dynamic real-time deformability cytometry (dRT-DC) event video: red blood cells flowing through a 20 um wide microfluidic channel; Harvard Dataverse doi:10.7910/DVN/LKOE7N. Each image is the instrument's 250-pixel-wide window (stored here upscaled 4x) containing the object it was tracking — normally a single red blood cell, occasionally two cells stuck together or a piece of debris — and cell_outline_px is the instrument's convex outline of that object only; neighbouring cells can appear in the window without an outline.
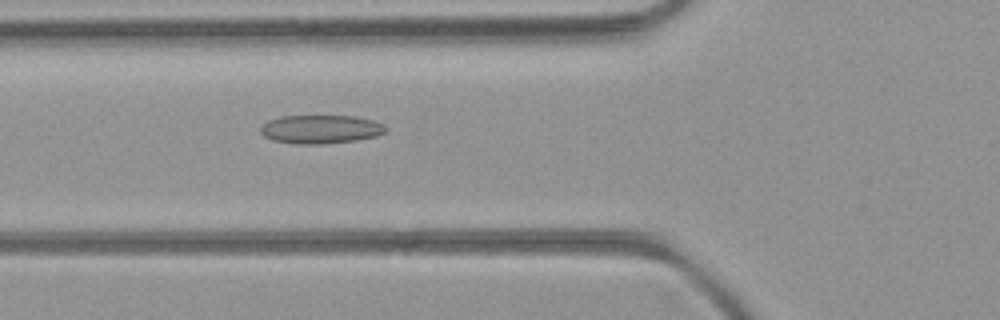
{"species": "common noctule bat (a hibernating species)", "species_latin": "Nyctalus noctula", "temperature_condition": "room temperature", "stored_images_in_passage": 42, "camera_frame_rate_fps": 3000, "um_per_image_px": 0.085, "animal": {"sex": "female", "body_mass_g": 21.9}, "frame": {"image": 1, "passage_image": 11, "time_ms": 3.333, "image_size_px": [1000, 320], "cell_outline_px": [[384, 132], [376, 136], [356, 140], [324, 144], [296, 144], [272, 140], [264, 136], [260, 132], [260, 128], [268, 120], [280, 116], [356, 116], [376, 120], [384, 124]], "centroid_in_image_um": [27.24, 10.98], "position_along_channel_um": 98.6, "area_um2": 20.92}}
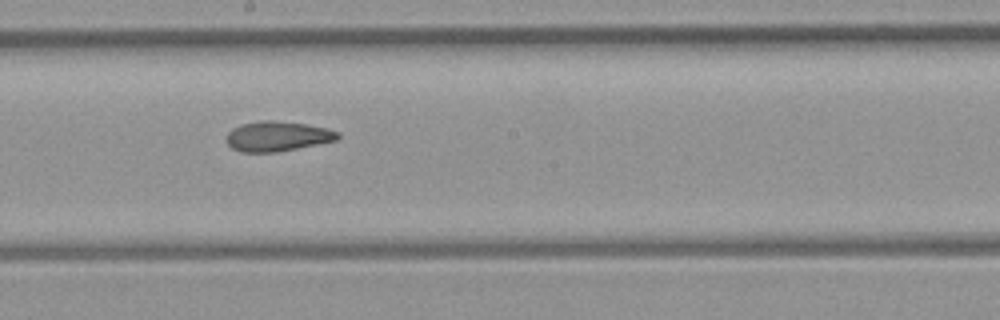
{"frame": {"image": 2, "passage_image": 20, "time_ms": 6.333, "image_size_px": [1000, 320], "cell_outline_px": [[340, 136], [336, 140], [276, 152], [240, 152], [232, 148], [228, 144], [228, 132], [232, 128], [240, 124], [260, 120], [276, 120], [304, 124], [328, 128], [340, 132]], "centroid_in_image_um": [23.57, 11.57], "position_along_channel_um": 224.6, "area_um2": 19.36}}
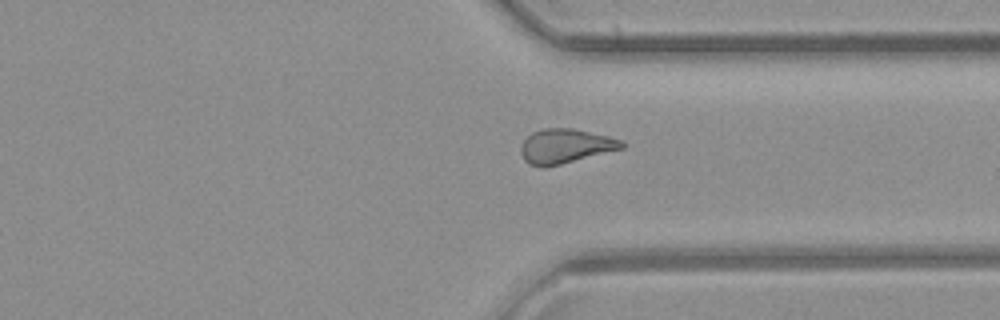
{"frame": {"image": 3, "passage_image": 30, "time_ms": 9.667, "image_size_px": [1000, 320], "cell_outline_px": [[624, 148], [544, 168], [528, 164], [524, 160], [520, 152], [520, 144], [532, 132], [544, 128], [572, 128], [608, 136], [624, 140]], "centroid_in_image_um": [48.03, 12.42], "position_along_channel_um": 363.4, "area_um2": 20.29}, "authors_computed_cell_mechanics": {"area_um2": 20.0855, "velocity_mm_per_s": 4.1785, "shape_relaxation_time_tau1_ms": null, "shape_relaxation_time_tau2_ms": 5.9323, "deformation_change_tau1": null, "deformation_change_tau2": 0.149}}